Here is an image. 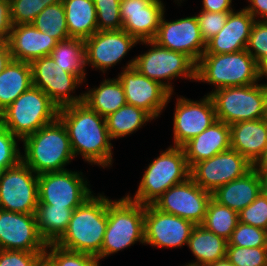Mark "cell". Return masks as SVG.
Segmentation results:
<instances>
[{"instance_id":"cell-1","label":"cell","mask_w":267,"mask_h":266,"mask_svg":"<svg viewBox=\"0 0 267 266\" xmlns=\"http://www.w3.org/2000/svg\"><path fill=\"white\" fill-rule=\"evenodd\" d=\"M58 119L66 127L75 158L80 155L104 170L112 167L114 147L104 117L81 102L59 108Z\"/></svg>"},{"instance_id":"cell-2","label":"cell","mask_w":267,"mask_h":266,"mask_svg":"<svg viewBox=\"0 0 267 266\" xmlns=\"http://www.w3.org/2000/svg\"><path fill=\"white\" fill-rule=\"evenodd\" d=\"M107 226V196L93 193L74 209L69 225L55 242L61 248L87 253L101 262V247Z\"/></svg>"},{"instance_id":"cell-3","label":"cell","mask_w":267,"mask_h":266,"mask_svg":"<svg viewBox=\"0 0 267 266\" xmlns=\"http://www.w3.org/2000/svg\"><path fill=\"white\" fill-rule=\"evenodd\" d=\"M21 160L37 175L67 170L75 159L66 127L57 119L21 140Z\"/></svg>"},{"instance_id":"cell-4","label":"cell","mask_w":267,"mask_h":266,"mask_svg":"<svg viewBox=\"0 0 267 266\" xmlns=\"http://www.w3.org/2000/svg\"><path fill=\"white\" fill-rule=\"evenodd\" d=\"M145 205L130 200L107 197V226L101 247V261L144 240Z\"/></svg>"},{"instance_id":"cell-5","label":"cell","mask_w":267,"mask_h":266,"mask_svg":"<svg viewBox=\"0 0 267 266\" xmlns=\"http://www.w3.org/2000/svg\"><path fill=\"white\" fill-rule=\"evenodd\" d=\"M213 86L210 95L217 89L247 86L259 82L257 61L247 52L203 54L196 63V81Z\"/></svg>"},{"instance_id":"cell-6","label":"cell","mask_w":267,"mask_h":266,"mask_svg":"<svg viewBox=\"0 0 267 266\" xmlns=\"http://www.w3.org/2000/svg\"><path fill=\"white\" fill-rule=\"evenodd\" d=\"M190 177L185 152L182 147L168 146L146 166L134 195L126 196L142 205L152 204L170 187L185 182Z\"/></svg>"},{"instance_id":"cell-7","label":"cell","mask_w":267,"mask_h":266,"mask_svg":"<svg viewBox=\"0 0 267 266\" xmlns=\"http://www.w3.org/2000/svg\"><path fill=\"white\" fill-rule=\"evenodd\" d=\"M59 108L41 89L31 86L0 113V123L20 140L58 119Z\"/></svg>"},{"instance_id":"cell-8","label":"cell","mask_w":267,"mask_h":266,"mask_svg":"<svg viewBox=\"0 0 267 266\" xmlns=\"http://www.w3.org/2000/svg\"><path fill=\"white\" fill-rule=\"evenodd\" d=\"M138 44L150 49L134 56V68L149 79L160 83L171 94L175 90V79L196 81V63L189 56L161 47L153 40L139 41Z\"/></svg>"},{"instance_id":"cell-9","label":"cell","mask_w":267,"mask_h":266,"mask_svg":"<svg viewBox=\"0 0 267 266\" xmlns=\"http://www.w3.org/2000/svg\"><path fill=\"white\" fill-rule=\"evenodd\" d=\"M216 119L232 125L240 121L262 119L267 87L260 82L247 86L224 87L210 94Z\"/></svg>"},{"instance_id":"cell-10","label":"cell","mask_w":267,"mask_h":266,"mask_svg":"<svg viewBox=\"0 0 267 266\" xmlns=\"http://www.w3.org/2000/svg\"><path fill=\"white\" fill-rule=\"evenodd\" d=\"M82 170L38 175V204L77 208L94 192Z\"/></svg>"},{"instance_id":"cell-11","label":"cell","mask_w":267,"mask_h":266,"mask_svg":"<svg viewBox=\"0 0 267 266\" xmlns=\"http://www.w3.org/2000/svg\"><path fill=\"white\" fill-rule=\"evenodd\" d=\"M38 206V175L22 160L2 172L0 209L35 214Z\"/></svg>"},{"instance_id":"cell-12","label":"cell","mask_w":267,"mask_h":266,"mask_svg":"<svg viewBox=\"0 0 267 266\" xmlns=\"http://www.w3.org/2000/svg\"><path fill=\"white\" fill-rule=\"evenodd\" d=\"M134 64L133 57L116 76L123 86L127 104L144 109L156 120L175 94H171L160 83L141 74L134 68Z\"/></svg>"},{"instance_id":"cell-13","label":"cell","mask_w":267,"mask_h":266,"mask_svg":"<svg viewBox=\"0 0 267 266\" xmlns=\"http://www.w3.org/2000/svg\"><path fill=\"white\" fill-rule=\"evenodd\" d=\"M30 65L33 86L43 90L58 108L83 101V93L75 94L83 83L64 71L50 55L35 59Z\"/></svg>"},{"instance_id":"cell-14","label":"cell","mask_w":267,"mask_h":266,"mask_svg":"<svg viewBox=\"0 0 267 266\" xmlns=\"http://www.w3.org/2000/svg\"><path fill=\"white\" fill-rule=\"evenodd\" d=\"M252 164L239 152L230 148L213 157L195 163L190 178L211 194L219 187L245 175Z\"/></svg>"},{"instance_id":"cell-15","label":"cell","mask_w":267,"mask_h":266,"mask_svg":"<svg viewBox=\"0 0 267 266\" xmlns=\"http://www.w3.org/2000/svg\"><path fill=\"white\" fill-rule=\"evenodd\" d=\"M85 43V67L99 70L102 75L127 57L139 41L123 29L97 31ZM123 58V59H122Z\"/></svg>"},{"instance_id":"cell-16","label":"cell","mask_w":267,"mask_h":266,"mask_svg":"<svg viewBox=\"0 0 267 266\" xmlns=\"http://www.w3.org/2000/svg\"><path fill=\"white\" fill-rule=\"evenodd\" d=\"M173 113V145L182 147L191 138L206 130L216 119L215 105L210 95L198 100L180 95L175 99Z\"/></svg>"},{"instance_id":"cell-17","label":"cell","mask_w":267,"mask_h":266,"mask_svg":"<svg viewBox=\"0 0 267 266\" xmlns=\"http://www.w3.org/2000/svg\"><path fill=\"white\" fill-rule=\"evenodd\" d=\"M212 194L202 189L190 177L170 187L152 205L158 210L179 216L200 225L205 219Z\"/></svg>"},{"instance_id":"cell-18","label":"cell","mask_w":267,"mask_h":266,"mask_svg":"<svg viewBox=\"0 0 267 266\" xmlns=\"http://www.w3.org/2000/svg\"><path fill=\"white\" fill-rule=\"evenodd\" d=\"M195 224L179 216L164 213L152 204L145 205L144 245L163 248L187 246Z\"/></svg>"},{"instance_id":"cell-19","label":"cell","mask_w":267,"mask_h":266,"mask_svg":"<svg viewBox=\"0 0 267 266\" xmlns=\"http://www.w3.org/2000/svg\"><path fill=\"white\" fill-rule=\"evenodd\" d=\"M165 15L153 41L161 47L184 53L197 63L206 50V43L201 36L196 13L170 21L165 20Z\"/></svg>"},{"instance_id":"cell-20","label":"cell","mask_w":267,"mask_h":266,"mask_svg":"<svg viewBox=\"0 0 267 266\" xmlns=\"http://www.w3.org/2000/svg\"><path fill=\"white\" fill-rule=\"evenodd\" d=\"M47 245L38 230L35 214L0 209V250L45 252Z\"/></svg>"},{"instance_id":"cell-21","label":"cell","mask_w":267,"mask_h":266,"mask_svg":"<svg viewBox=\"0 0 267 266\" xmlns=\"http://www.w3.org/2000/svg\"><path fill=\"white\" fill-rule=\"evenodd\" d=\"M163 0H121L122 29L138 41L153 40L166 12Z\"/></svg>"},{"instance_id":"cell-22","label":"cell","mask_w":267,"mask_h":266,"mask_svg":"<svg viewBox=\"0 0 267 266\" xmlns=\"http://www.w3.org/2000/svg\"><path fill=\"white\" fill-rule=\"evenodd\" d=\"M256 20L245 9L229 13L224 27L206 43L203 54L234 53L245 50Z\"/></svg>"},{"instance_id":"cell-23","label":"cell","mask_w":267,"mask_h":266,"mask_svg":"<svg viewBox=\"0 0 267 266\" xmlns=\"http://www.w3.org/2000/svg\"><path fill=\"white\" fill-rule=\"evenodd\" d=\"M7 41L12 59L28 63L50 55L58 44L56 39L41 32L32 24L12 25Z\"/></svg>"},{"instance_id":"cell-24","label":"cell","mask_w":267,"mask_h":266,"mask_svg":"<svg viewBox=\"0 0 267 266\" xmlns=\"http://www.w3.org/2000/svg\"><path fill=\"white\" fill-rule=\"evenodd\" d=\"M189 168L231 148L230 125L216 120L182 146Z\"/></svg>"},{"instance_id":"cell-25","label":"cell","mask_w":267,"mask_h":266,"mask_svg":"<svg viewBox=\"0 0 267 266\" xmlns=\"http://www.w3.org/2000/svg\"><path fill=\"white\" fill-rule=\"evenodd\" d=\"M230 140L231 148L253 164L267 146V123L263 118L234 123Z\"/></svg>"},{"instance_id":"cell-26","label":"cell","mask_w":267,"mask_h":266,"mask_svg":"<svg viewBox=\"0 0 267 266\" xmlns=\"http://www.w3.org/2000/svg\"><path fill=\"white\" fill-rule=\"evenodd\" d=\"M260 194L258 173L252 168L239 177L219 187L212 193V198L220 205L231 208L239 213Z\"/></svg>"},{"instance_id":"cell-27","label":"cell","mask_w":267,"mask_h":266,"mask_svg":"<svg viewBox=\"0 0 267 266\" xmlns=\"http://www.w3.org/2000/svg\"><path fill=\"white\" fill-rule=\"evenodd\" d=\"M227 245L228 241L224 238L207 230L201 224L195 225L187 244L195 260L182 265L205 266L206 264L221 260L226 257Z\"/></svg>"},{"instance_id":"cell-28","label":"cell","mask_w":267,"mask_h":266,"mask_svg":"<svg viewBox=\"0 0 267 266\" xmlns=\"http://www.w3.org/2000/svg\"><path fill=\"white\" fill-rule=\"evenodd\" d=\"M83 93V103L106 118L127 104L123 86L117 77L105 78L99 86L88 87ZM89 88V89H88Z\"/></svg>"},{"instance_id":"cell-29","label":"cell","mask_w":267,"mask_h":266,"mask_svg":"<svg viewBox=\"0 0 267 266\" xmlns=\"http://www.w3.org/2000/svg\"><path fill=\"white\" fill-rule=\"evenodd\" d=\"M31 86L30 63L12 59L0 73V113Z\"/></svg>"},{"instance_id":"cell-30","label":"cell","mask_w":267,"mask_h":266,"mask_svg":"<svg viewBox=\"0 0 267 266\" xmlns=\"http://www.w3.org/2000/svg\"><path fill=\"white\" fill-rule=\"evenodd\" d=\"M70 38L85 40L98 31L93 0H62Z\"/></svg>"},{"instance_id":"cell-31","label":"cell","mask_w":267,"mask_h":266,"mask_svg":"<svg viewBox=\"0 0 267 266\" xmlns=\"http://www.w3.org/2000/svg\"><path fill=\"white\" fill-rule=\"evenodd\" d=\"M155 120L144 109L126 104L105 118L111 140L128 137Z\"/></svg>"},{"instance_id":"cell-32","label":"cell","mask_w":267,"mask_h":266,"mask_svg":"<svg viewBox=\"0 0 267 266\" xmlns=\"http://www.w3.org/2000/svg\"><path fill=\"white\" fill-rule=\"evenodd\" d=\"M75 208L38 204L35 212L38 230L47 244L55 243L69 225Z\"/></svg>"},{"instance_id":"cell-33","label":"cell","mask_w":267,"mask_h":266,"mask_svg":"<svg viewBox=\"0 0 267 266\" xmlns=\"http://www.w3.org/2000/svg\"><path fill=\"white\" fill-rule=\"evenodd\" d=\"M50 56L68 73L75 75L82 83L87 82L85 67V43L83 39L70 38L58 42Z\"/></svg>"},{"instance_id":"cell-34","label":"cell","mask_w":267,"mask_h":266,"mask_svg":"<svg viewBox=\"0 0 267 266\" xmlns=\"http://www.w3.org/2000/svg\"><path fill=\"white\" fill-rule=\"evenodd\" d=\"M238 222L239 213L211 198L201 225L228 241Z\"/></svg>"},{"instance_id":"cell-35","label":"cell","mask_w":267,"mask_h":266,"mask_svg":"<svg viewBox=\"0 0 267 266\" xmlns=\"http://www.w3.org/2000/svg\"><path fill=\"white\" fill-rule=\"evenodd\" d=\"M31 24L58 42L70 39L62 2L45 7Z\"/></svg>"},{"instance_id":"cell-36","label":"cell","mask_w":267,"mask_h":266,"mask_svg":"<svg viewBox=\"0 0 267 266\" xmlns=\"http://www.w3.org/2000/svg\"><path fill=\"white\" fill-rule=\"evenodd\" d=\"M44 255L53 263V266H101L95 256L70 251L55 243L47 245Z\"/></svg>"},{"instance_id":"cell-37","label":"cell","mask_w":267,"mask_h":266,"mask_svg":"<svg viewBox=\"0 0 267 266\" xmlns=\"http://www.w3.org/2000/svg\"><path fill=\"white\" fill-rule=\"evenodd\" d=\"M227 246L243 248L267 247V230L238 222Z\"/></svg>"},{"instance_id":"cell-38","label":"cell","mask_w":267,"mask_h":266,"mask_svg":"<svg viewBox=\"0 0 267 266\" xmlns=\"http://www.w3.org/2000/svg\"><path fill=\"white\" fill-rule=\"evenodd\" d=\"M98 31L120 30L122 29V19L120 14L121 0H93Z\"/></svg>"},{"instance_id":"cell-39","label":"cell","mask_w":267,"mask_h":266,"mask_svg":"<svg viewBox=\"0 0 267 266\" xmlns=\"http://www.w3.org/2000/svg\"><path fill=\"white\" fill-rule=\"evenodd\" d=\"M226 258L233 266H267V247L227 246Z\"/></svg>"},{"instance_id":"cell-40","label":"cell","mask_w":267,"mask_h":266,"mask_svg":"<svg viewBox=\"0 0 267 266\" xmlns=\"http://www.w3.org/2000/svg\"><path fill=\"white\" fill-rule=\"evenodd\" d=\"M21 140L0 123V168L4 171L21 161Z\"/></svg>"},{"instance_id":"cell-41","label":"cell","mask_w":267,"mask_h":266,"mask_svg":"<svg viewBox=\"0 0 267 266\" xmlns=\"http://www.w3.org/2000/svg\"><path fill=\"white\" fill-rule=\"evenodd\" d=\"M11 24H31L46 7L42 0H9Z\"/></svg>"},{"instance_id":"cell-42","label":"cell","mask_w":267,"mask_h":266,"mask_svg":"<svg viewBox=\"0 0 267 266\" xmlns=\"http://www.w3.org/2000/svg\"><path fill=\"white\" fill-rule=\"evenodd\" d=\"M241 223L267 230V197L261 193L239 212Z\"/></svg>"},{"instance_id":"cell-43","label":"cell","mask_w":267,"mask_h":266,"mask_svg":"<svg viewBox=\"0 0 267 266\" xmlns=\"http://www.w3.org/2000/svg\"><path fill=\"white\" fill-rule=\"evenodd\" d=\"M246 50L258 64L267 58V21L254 22Z\"/></svg>"},{"instance_id":"cell-44","label":"cell","mask_w":267,"mask_h":266,"mask_svg":"<svg viewBox=\"0 0 267 266\" xmlns=\"http://www.w3.org/2000/svg\"><path fill=\"white\" fill-rule=\"evenodd\" d=\"M230 12L201 11L196 14L201 36L205 43L213 38L225 25Z\"/></svg>"},{"instance_id":"cell-45","label":"cell","mask_w":267,"mask_h":266,"mask_svg":"<svg viewBox=\"0 0 267 266\" xmlns=\"http://www.w3.org/2000/svg\"><path fill=\"white\" fill-rule=\"evenodd\" d=\"M44 253L0 250V266H34Z\"/></svg>"},{"instance_id":"cell-46","label":"cell","mask_w":267,"mask_h":266,"mask_svg":"<svg viewBox=\"0 0 267 266\" xmlns=\"http://www.w3.org/2000/svg\"><path fill=\"white\" fill-rule=\"evenodd\" d=\"M9 0H0V40H8L11 31Z\"/></svg>"},{"instance_id":"cell-47","label":"cell","mask_w":267,"mask_h":266,"mask_svg":"<svg viewBox=\"0 0 267 266\" xmlns=\"http://www.w3.org/2000/svg\"><path fill=\"white\" fill-rule=\"evenodd\" d=\"M201 11L208 12H232L233 0H202Z\"/></svg>"},{"instance_id":"cell-48","label":"cell","mask_w":267,"mask_h":266,"mask_svg":"<svg viewBox=\"0 0 267 266\" xmlns=\"http://www.w3.org/2000/svg\"><path fill=\"white\" fill-rule=\"evenodd\" d=\"M248 6L244 7L255 20L267 21V0H247Z\"/></svg>"},{"instance_id":"cell-49","label":"cell","mask_w":267,"mask_h":266,"mask_svg":"<svg viewBox=\"0 0 267 266\" xmlns=\"http://www.w3.org/2000/svg\"><path fill=\"white\" fill-rule=\"evenodd\" d=\"M12 60L10 48L7 40H0V73Z\"/></svg>"},{"instance_id":"cell-50","label":"cell","mask_w":267,"mask_h":266,"mask_svg":"<svg viewBox=\"0 0 267 266\" xmlns=\"http://www.w3.org/2000/svg\"><path fill=\"white\" fill-rule=\"evenodd\" d=\"M257 173H267V146L257 160L252 164Z\"/></svg>"},{"instance_id":"cell-51","label":"cell","mask_w":267,"mask_h":266,"mask_svg":"<svg viewBox=\"0 0 267 266\" xmlns=\"http://www.w3.org/2000/svg\"><path fill=\"white\" fill-rule=\"evenodd\" d=\"M258 68H259V82H261L262 79H264V77L267 79V58L263 59L259 64H258ZM263 84L265 87H267V83H261Z\"/></svg>"},{"instance_id":"cell-52","label":"cell","mask_w":267,"mask_h":266,"mask_svg":"<svg viewBox=\"0 0 267 266\" xmlns=\"http://www.w3.org/2000/svg\"><path fill=\"white\" fill-rule=\"evenodd\" d=\"M260 182V193L267 197V173H258Z\"/></svg>"},{"instance_id":"cell-53","label":"cell","mask_w":267,"mask_h":266,"mask_svg":"<svg viewBox=\"0 0 267 266\" xmlns=\"http://www.w3.org/2000/svg\"><path fill=\"white\" fill-rule=\"evenodd\" d=\"M205 266H233L230 261L225 257L221 260H218L216 262H212L209 264H206Z\"/></svg>"},{"instance_id":"cell-54","label":"cell","mask_w":267,"mask_h":266,"mask_svg":"<svg viewBox=\"0 0 267 266\" xmlns=\"http://www.w3.org/2000/svg\"><path fill=\"white\" fill-rule=\"evenodd\" d=\"M34 266H53V263L43 255Z\"/></svg>"},{"instance_id":"cell-55","label":"cell","mask_w":267,"mask_h":266,"mask_svg":"<svg viewBox=\"0 0 267 266\" xmlns=\"http://www.w3.org/2000/svg\"><path fill=\"white\" fill-rule=\"evenodd\" d=\"M42 2L45 4V6H50V5H54L57 3L62 2V0H42Z\"/></svg>"},{"instance_id":"cell-56","label":"cell","mask_w":267,"mask_h":266,"mask_svg":"<svg viewBox=\"0 0 267 266\" xmlns=\"http://www.w3.org/2000/svg\"><path fill=\"white\" fill-rule=\"evenodd\" d=\"M263 120L267 123V100H266V103H265V110H264Z\"/></svg>"},{"instance_id":"cell-57","label":"cell","mask_w":267,"mask_h":266,"mask_svg":"<svg viewBox=\"0 0 267 266\" xmlns=\"http://www.w3.org/2000/svg\"><path fill=\"white\" fill-rule=\"evenodd\" d=\"M183 1L185 0H174L175 4H177L178 6H181V3H183Z\"/></svg>"},{"instance_id":"cell-58","label":"cell","mask_w":267,"mask_h":266,"mask_svg":"<svg viewBox=\"0 0 267 266\" xmlns=\"http://www.w3.org/2000/svg\"><path fill=\"white\" fill-rule=\"evenodd\" d=\"M2 172H3V170L0 168V178H1Z\"/></svg>"}]
</instances>
